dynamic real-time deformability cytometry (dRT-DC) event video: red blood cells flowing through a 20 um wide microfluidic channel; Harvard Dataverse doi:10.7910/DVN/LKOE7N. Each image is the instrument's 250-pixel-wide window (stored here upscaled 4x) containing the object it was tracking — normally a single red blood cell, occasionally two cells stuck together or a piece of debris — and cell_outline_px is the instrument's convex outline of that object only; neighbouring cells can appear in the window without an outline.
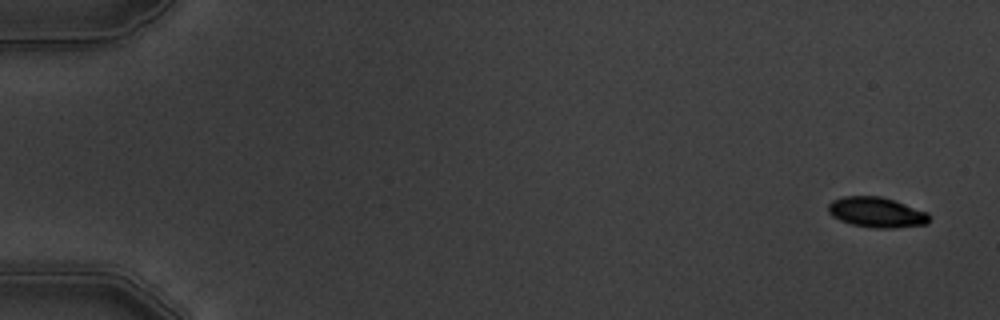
{"species": "common noctule bat (a hibernating species)", "species_latin": "Nyctalus noctula", "temperature_condition": "warm", "stored_images_in_passage": 6, "camera_frame_rate_fps": 3000, "um_per_image_px": 0.085, "animal": {"sex": "male", "body_mass_g": 19.5, "forearm_length_mm": 54.6}, "frame": {"image": 1, "passage_image": 1, "time_ms": 0.0, "image_size_px": [1000, 320], "cell_outline_px": [[928, 224], [896, 228], [876, 228], [852, 224], [840, 220], [832, 216], [828, 212], [828, 204], [832, 200], [844, 196], [880, 196], [928, 212]], "centroid_in_image_um": [74.49, 18.05], "position_along_channel_um": 10.5, "area_um2": 17.69}}
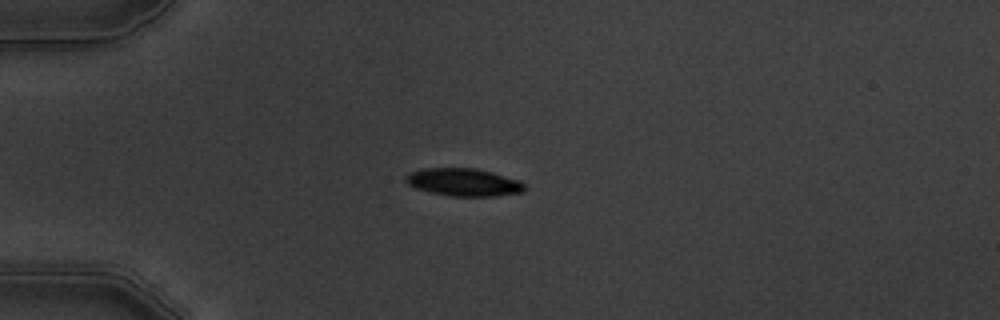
{"frame": {"image": 2, "passage_image": 4, "time_ms": 4.333, "image_size_px": [1000, 320], "cell_outline_px": [[524, 192], [496, 196], [452, 196], [432, 192], [416, 188], [408, 184], [404, 180], [404, 176], [408, 172], [424, 168], [476, 168], [492, 172], [520, 180], [524, 184]], "centroid_in_image_um": [39.4, 15.48], "position_along_channel_um": 45.6, "area_um2": 19.25}}